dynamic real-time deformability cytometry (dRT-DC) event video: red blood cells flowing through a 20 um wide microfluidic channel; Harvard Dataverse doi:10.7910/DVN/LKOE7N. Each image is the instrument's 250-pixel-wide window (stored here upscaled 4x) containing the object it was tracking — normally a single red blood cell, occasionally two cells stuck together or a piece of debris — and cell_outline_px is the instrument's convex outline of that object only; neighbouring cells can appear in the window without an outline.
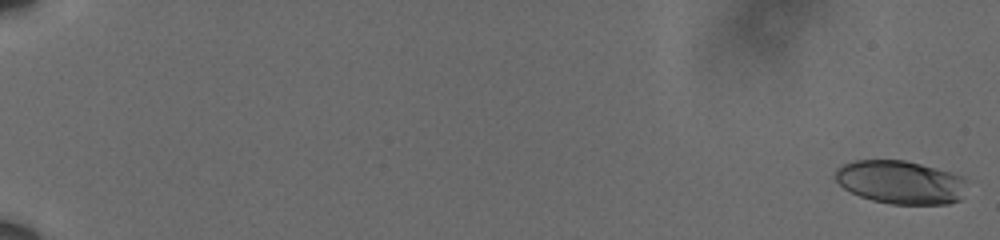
{"species": "human", "species_latin": "Homo sapiens", "temperature_condition": "cold", "stored_images_in_passage": 29, "camera_frame_rate_fps": 3000, "um_per_image_px": 0.085, "donor": {"sex": "male"}, "frame": {"image": 1, "passage_image": 2, "time_ms": 0.333, "image_size_px": [1000, 240], "cell_outline_px": [[968, 180], [960, 200], [948, 204], [892, 204], [872, 200], [860, 196], [844, 188], [836, 180], [836, 168], [852, 160], [904, 160], [936, 168], [964, 176]], "centroid_in_image_um": [76.57, 15.48], "position_along_channel_um": 8.4, "area_um2": 33.29}}
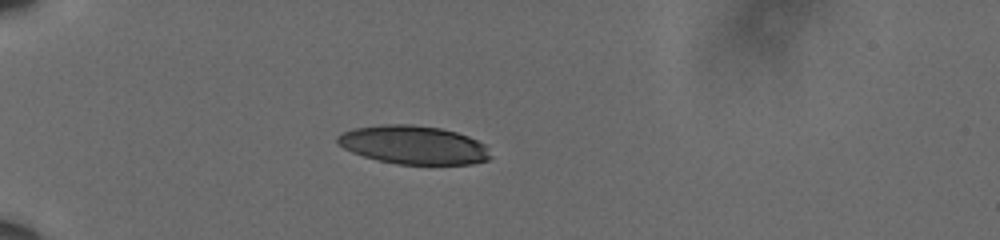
{"frame": {"image": 2, "passage_image": 21, "time_ms": 6.667, "image_size_px": [1000, 240], "cell_outline_px": [[492, 156], [488, 160], [472, 164], [396, 164], [376, 160], [352, 152], [336, 144], [336, 136], [352, 128], [384, 124], [412, 124], [440, 128], [456, 132], [468, 136], [484, 144]], "centroid_in_image_um": [35.12, 12.32], "position_along_channel_um": 49.9, "area_um2": 34.45}}
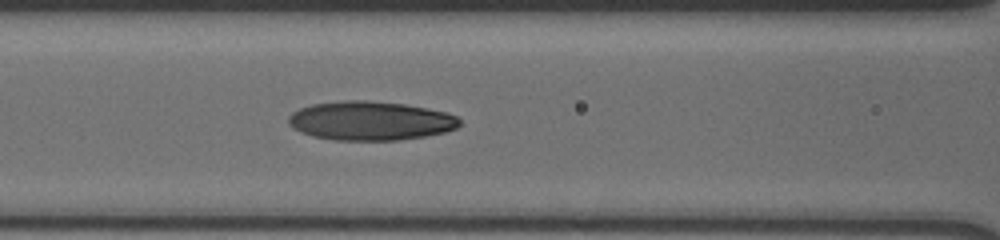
{"frame": {"image": 3, "passage_image": 29, "time_ms": 9.333, "image_size_px": [1000, 240], "cell_outline_px": [[460, 124], [456, 128], [444, 132], [424, 136], [400, 140], [336, 140], [312, 136], [300, 132], [292, 128], [288, 124], [288, 116], [292, 112], [300, 108], [312, 104], [344, 100], [368, 100], [404, 104], [428, 108], [448, 112], [456, 116], [460, 120]], "centroid_in_image_um": [31.46, 10.26], "position_along_channel_um": 135.1, "area_um2": 39.07}}